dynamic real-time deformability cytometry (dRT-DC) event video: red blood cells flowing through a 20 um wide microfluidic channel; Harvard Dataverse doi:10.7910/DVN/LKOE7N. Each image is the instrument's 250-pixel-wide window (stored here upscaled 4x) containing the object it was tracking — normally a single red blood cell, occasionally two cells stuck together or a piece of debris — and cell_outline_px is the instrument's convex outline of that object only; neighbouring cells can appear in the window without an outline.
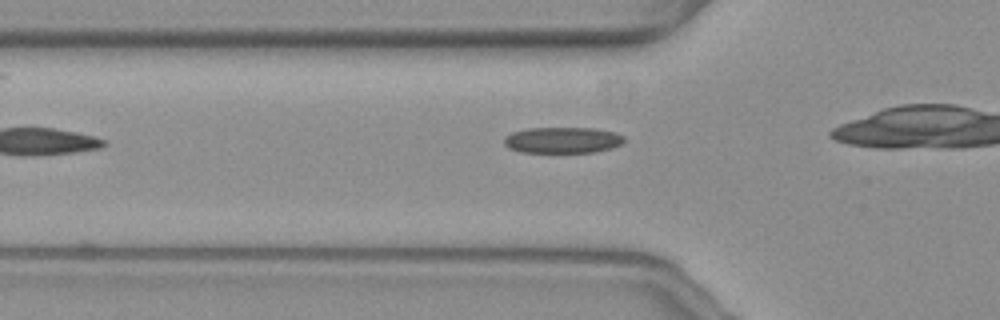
{"species": "common noctule bat (a hibernating species)", "species_latin": "Nyctalus noctula", "temperature_condition": "warm", "stored_images_in_passage": 20, "camera_frame_rate_fps": 3000, "um_per_image_px": 0.085, "animal": {"sex": "female", "body_mass_g": 19.3, "forearm_length_mm": 54.1}, "frame": {"image": 1, "passage_image": 4, "time_ms": 1.0, "image_size_px": [1000, 320], "cell_outline_px": [[624, 140], [620, 144], [612, 148], [596, 152], [520, 152], [508, 148], [504, 144], [504, 136], [512, 132], [528, 128], [596, 128], [616, 132], [624, 136]], "centroid_in_image_um": [47.81, 11.9], "position_along_channel_um": 78.0, "area_um2": 18.38}}
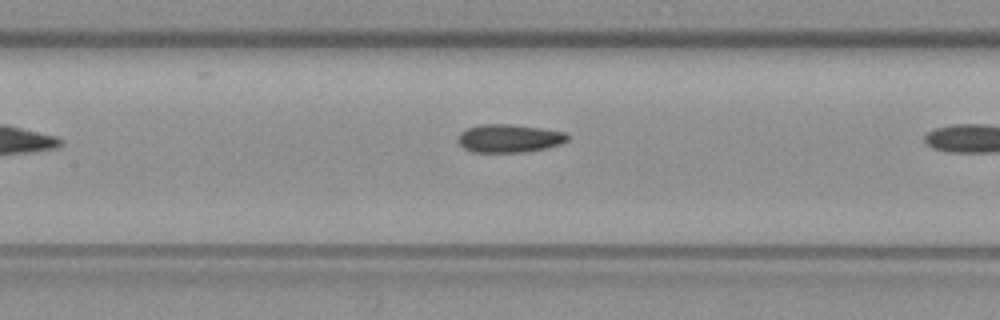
{"frame": {"image": 2, "passage_image": 11, "time_ms": 3.333, "image_size_px": [1000, 320], "cell_outline_px": [[568, 140], [560, 144], [544, 148], [524, 152], [472, 152], [464, 148], [460, 144], [460, 132], [468, 128], [480, 124], [512, 124], [568, 132]], "centroid_in_image_um": [43.31, 11.75], "position_along_channel_um": 164.1, "area_um2": 17.86}}
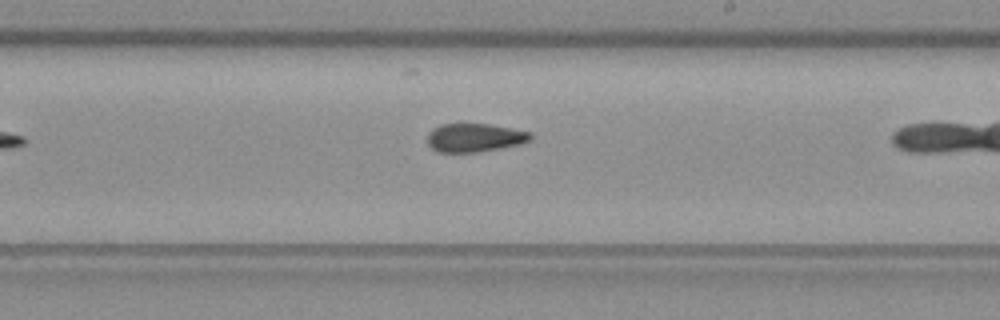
{"frame": {"image": 3, "passage_image": 18, "time_ms": 5.667, "image_size_px": [1000, 320], "cell_outline_px": [[532, 140], [520, 144], [476, 152], [436, 152], [428, 144], [428, 132], [432, 128], [440, 124], [460, 120], [464, 120], [492, 124], [532, 132]], "centroid_in_image_um": [40.31, 11.63], "position_along_channel_um": 248.7, "area_um2": 18.03}}